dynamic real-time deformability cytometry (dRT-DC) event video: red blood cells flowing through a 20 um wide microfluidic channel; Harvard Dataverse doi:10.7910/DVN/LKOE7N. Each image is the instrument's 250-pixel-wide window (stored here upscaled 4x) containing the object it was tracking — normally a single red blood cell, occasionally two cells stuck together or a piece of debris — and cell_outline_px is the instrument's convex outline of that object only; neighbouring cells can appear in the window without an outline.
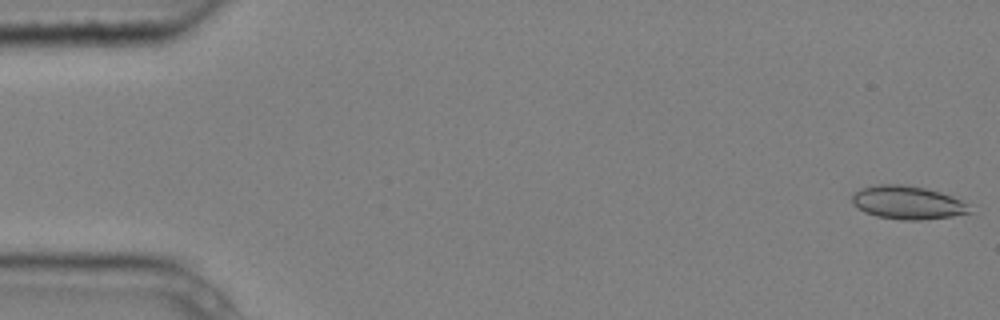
{"species": "common noctule bat (a hibernating species)", "species_latin": "Nyctalus noctula", "temperature_condition": "cold", "stored_images_in_passage": 6, "camera_frame_rate_fps": 3000, "um_per_image_px": 0.085, "animal": {"sex": "male", "body_mass_g": 20.4}, "frame": {"image": 1, "passage_image": 1, "time_ms": 0.0, "image_size_px": [1000, 320], "cell_outline_px": [[972, 212], [952, 216], [920, 220], [900, 220], [876, 216], [864, 212], [852, 204], [852, 192], [860, 188], [880, 184], [904, 184], [924, 188], [940, 192], [952, 196], [968, 204]], "centroid_in_image_um": [77.1, 17.22], "position_along_channel_um": 7.9, "area_um2": 22.95}}
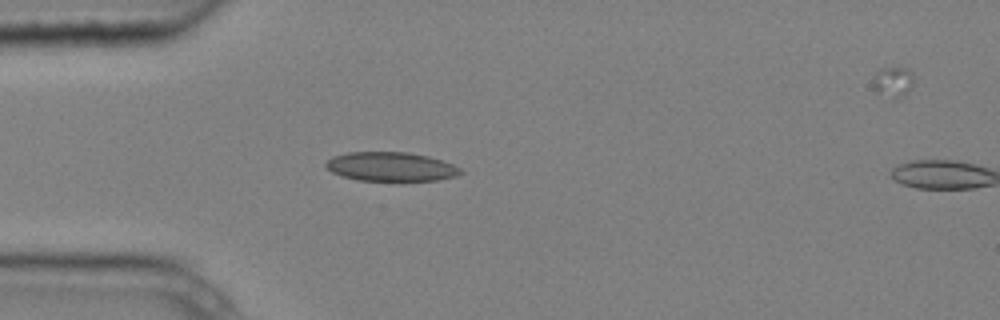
{"frame": {"image": 2, "passage_image": 5, "time_ms": 1.333, "image_size_px": [1000, 320], "cell_outline_px": [[464, 172], [456, 176], [436, 180], [356, 180], [332, 172], [324, 164], [332, 156], [348, 152], [408, 152], [428, 156], [452, 164], [460, 168]], "centroid_in_image_um": [33.22, 14.16], "position_along_channel_um": 51.8, "area_um2": 22.6}}